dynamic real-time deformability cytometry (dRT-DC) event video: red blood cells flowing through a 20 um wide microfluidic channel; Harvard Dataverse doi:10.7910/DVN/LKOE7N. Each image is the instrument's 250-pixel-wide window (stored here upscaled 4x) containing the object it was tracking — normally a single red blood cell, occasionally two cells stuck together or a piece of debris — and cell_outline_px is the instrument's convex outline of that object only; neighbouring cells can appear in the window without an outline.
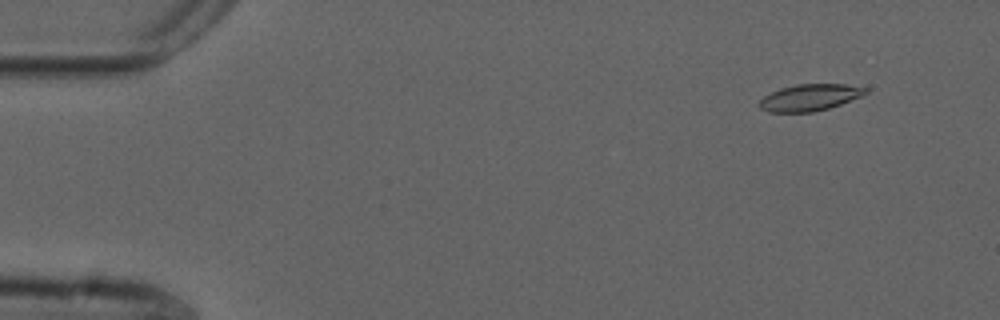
{"species": "common noctule bat (a hibernating species)", "species_latin": "Nyctalus noctula", "temperature_condition": "cold", "stored_images_in_passage": 55, "camera_frame_rate_fps": 3000, "um_per_image_px": 0.085, "animal": {"sex": "male", "forearm_length_mm": 52.5}, "frame": {"image": 1, "passage_image": 5, "time_ms": 1.333, "image_size_px": [1000, 320], "cell_outline_px": [[868, 92], [860, 96], [840, 104], [828, 108], [812, 112], [768, 112], [760, 108], [756, 104], [764, 96], [780, 88], [796, 84], [844, 84], [868, 88]], "centroid_in_image_um": [68.79, 8.28], "position_along_channel_um": 16.2, "area_um2": 16.42}}
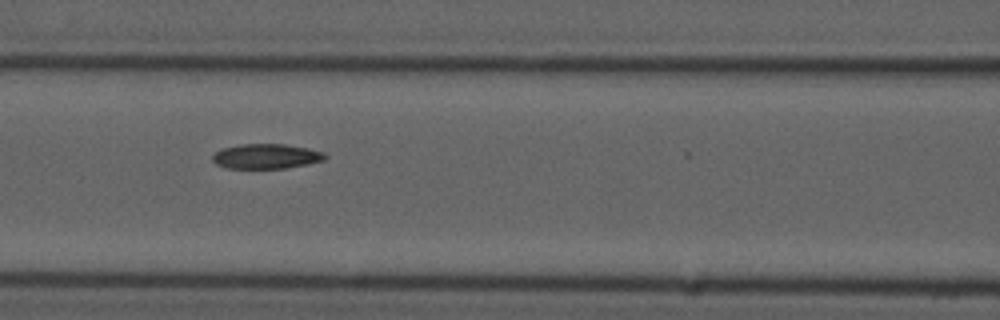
{"frame": {"image": 2, "passage_image": 24, "time_ms": 7.667, "image_size_px": [1000, 320], "cell_outline_px": [[328, 156], [324, 160], [308, 164], [284, 168], [224, 168], [216, 164], [212, 160], [212, 156], [220, 148], [240, 144], [284, 144], [308, 148], [324, 152]], "centroid_in_image_um": [22.61, 13.28], "position_along_channel_um": 144.0, "area_um2": 16.42}}
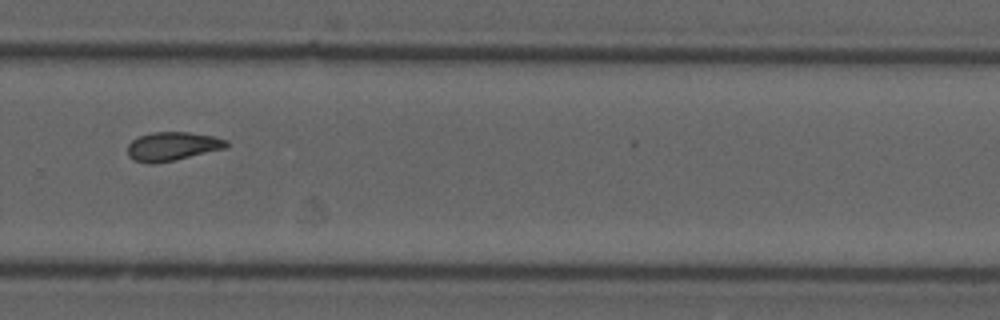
{"frame": {"image": 3, "passage_image": 38, "time_ms": 12.333, "image_size_px": [1000, 320], "cell_outline_px": [[228, 144], [224, 148], [176, 160], [152, 164], [148, 164], [132, 160], [128, 156], [128, 144], [132, 140], [140, 136], [152, 132], [188, 132], [212, 136], [228, 140]], "centroid_in_image_um": [14.61, 12.45], "position_along_channel_um": 315.2, "area_um2": 16.53}, "authors_computed_cell_mechanics": {"area_um2": 16.5308, "velocity_mm_per_s": 3.6795, "shape_relaxation_time_tau1_ms": null, "shape_relaxation_time_tau2_ms": 4.2996, "deformation_change_tau1": null, "deformation_change_tau2": 0.0899}}